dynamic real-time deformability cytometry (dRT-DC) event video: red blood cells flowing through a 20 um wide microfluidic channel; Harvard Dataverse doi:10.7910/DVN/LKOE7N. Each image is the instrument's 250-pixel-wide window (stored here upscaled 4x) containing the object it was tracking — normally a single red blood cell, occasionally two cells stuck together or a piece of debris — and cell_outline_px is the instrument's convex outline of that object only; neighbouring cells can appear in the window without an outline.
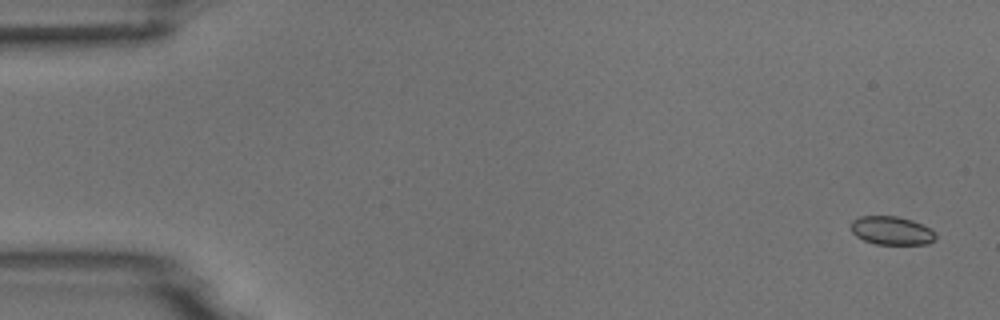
{"species": "common noctule bat (a hibernating species)", "species_latin": "Nyctalus noctula", "temperature_condition": "room temperature", "stored_images_in_passage": 5, "camera_frame_rate_fps": 3000, "um_per_image_px": 0.085, "animal": {"sex": "male", "body_mass_g": 18.8}, "frame": {"image": 1, "passage_image": 1, "time_ms": 0.0, "image_size_px": [1000, 320], "cell_outline_px": [[936, 240], [928, 244], [876, 244], [864, 240], [856, 236], [852, 232], [852, 220], [860, 216], [896, 216], [912, 220], [936, 232]], "centroid_in_image_um": [75.8, 19.6], "position_along_channel_um": 9.2, "area_um2": 13.99}}
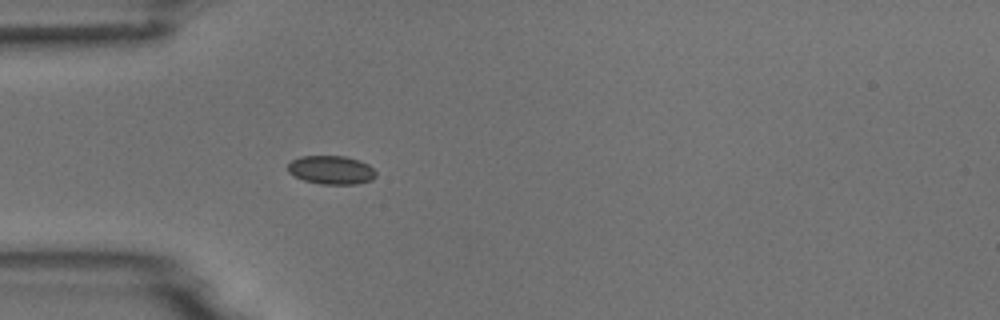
{"frame": {"image": 2, "passage_image": 5, "time_ms": 4.667, "image_size_px": [1000, 320], "cell_outline_px": [[376, 176], [372, 180], [356, 184], [320, 184], [304, 180], [288, 172], [288, 164], [292, 160], [300, 156], [344, 156], [368, 164], [376, 172]], "centroid_in_image_um": [28.15, 14.45], "position_along_channel_um": 56.8, "area_um2": 14.57}}